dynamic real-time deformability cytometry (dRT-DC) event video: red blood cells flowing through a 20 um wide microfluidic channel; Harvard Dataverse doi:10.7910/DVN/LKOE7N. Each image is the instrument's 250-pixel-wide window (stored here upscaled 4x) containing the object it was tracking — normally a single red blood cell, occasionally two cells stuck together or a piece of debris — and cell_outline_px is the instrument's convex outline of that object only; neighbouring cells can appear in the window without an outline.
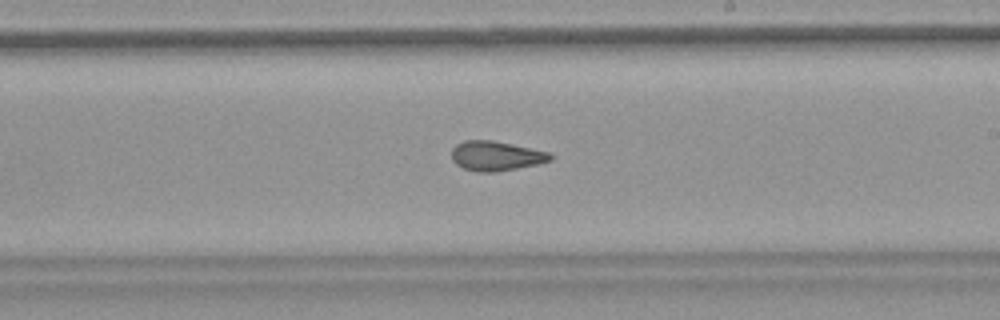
{"species": "common noctule bat (a hibernating species)", "species_latin": "Nyctalus noctula", "temperature_condition": "warm", "stored_images_in_passage": 40, "camera_frame_rate_fps": 3000, "um_per_image_px": 0.085, "animal": {"sex": "female", "body_mass_g": 18.4}, "frame": {"image": 1, "passage_image": 18, "time_ms": 5.667, "image_size_px": [1000, 320], "cell_outline_px": [[552, 160], [536, 164], [496, 172], [476, 172], [464, 168], [456, 164], [452, 160], [452, 148], [456, 144], [464, 140], [492, 140], [512, 144], [548, 152], [552, 156]], "centroid_in_image_um": [42.12, 13.25], "position_along_channel_um": 246.9, "area_um2": 16.94}}
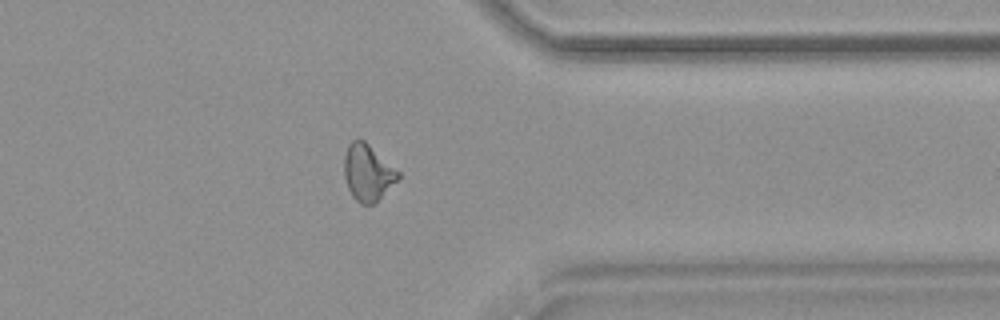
{"frame": {"image": 2, "passage_image": 29, "time_ms": 9.333, "image_size_px": [1000, 320], "cell_outline_px": [[400, 176], [372, 204], [360, 204], [352, 196], [348, 188], [344, 176], [344, 156], [348, 144], [352, 140], [364, 140], [400, 172]], "centroid_in_image_um": [31.22, 14.64], "position_along_channel_um": 380.2, "area_um2": 17.34}, "authors_computed_cell_mechanics": {"area_um2": 17.3689, "velocity_mm_per_s": 3.8217, "shape_relaxation_time_tau1_ms": null, "shape_relaxation_time_tau2_ms": 1.8155, "deformation_change_tau1": null, "deformation_change_tau2": 0.0932}}